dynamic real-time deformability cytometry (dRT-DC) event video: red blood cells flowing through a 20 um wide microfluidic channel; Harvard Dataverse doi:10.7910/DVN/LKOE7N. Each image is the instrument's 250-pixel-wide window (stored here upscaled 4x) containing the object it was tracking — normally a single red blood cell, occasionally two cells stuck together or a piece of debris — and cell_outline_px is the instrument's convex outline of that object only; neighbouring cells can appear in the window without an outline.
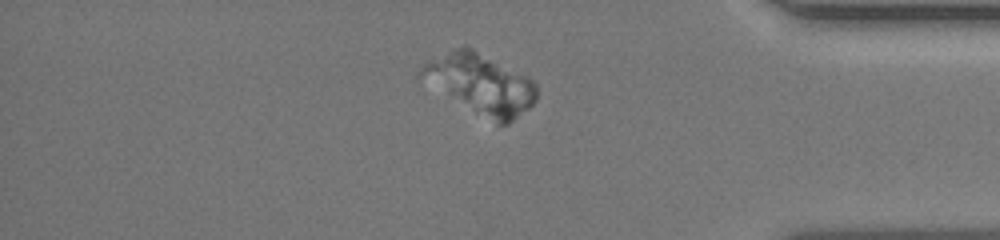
{"species": "human", "species_latin": "Homo sapiens", "temperature_condition": "room temperature", "stored_images_in_passage": 42, "camera_frame_rate_fps": 3000, "um_per_image_px": 0.085, "donor": {"sex": "female"}, "frame": {"image": 1, "passage_image": 37, "time_ms": 10.333, "image_size_px": [1000, 240], "cell_outline_px": [[536, 100], [528, 108], [508, 124], [496, 124], [416, 76], [420, 68], [428, 60], [464, 44], [528, 76], [536, 84]], "centroid_in_image_um": [40.85, 7.1], "position_along_channel_um": 394.3, "area_um2": 39.65}}